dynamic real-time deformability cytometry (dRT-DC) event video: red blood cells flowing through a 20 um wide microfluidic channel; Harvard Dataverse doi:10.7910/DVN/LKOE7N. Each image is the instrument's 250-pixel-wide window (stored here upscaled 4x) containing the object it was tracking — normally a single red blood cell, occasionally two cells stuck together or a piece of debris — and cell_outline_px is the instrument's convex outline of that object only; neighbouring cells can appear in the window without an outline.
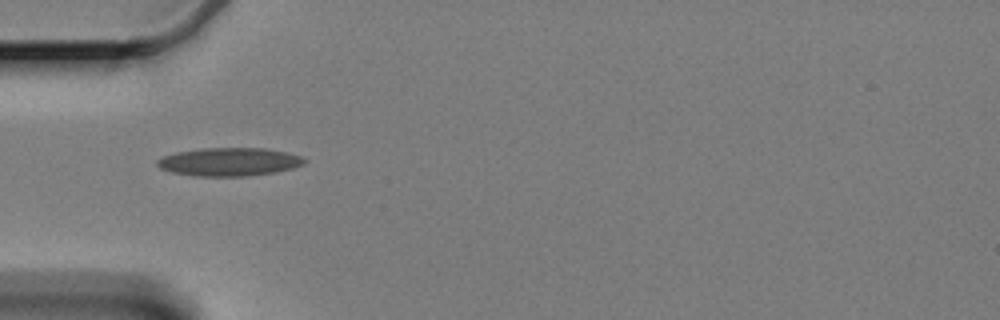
{"species": "Egyptian fruit bat (a non-hibernating species)", "species_latin": "Rousettus aegyptiacus", "temperature_condition": "cold", "stored_images_in_passage": 38, "camera_frame_rate_fps": 3000, "um_per_image_px": 0.085, "animal": {"sex": "female"}, "frame": {"image": 1, "passage_image": 1, "time_ms": 0.0, "image_size_px": [1000, 320], "cell_outline_px": [[308, 160], [304, 164], [292, 168], [276, 172], [244, 176], [196, 176], [172, 172], [160, 168], [156, 164], [156, 160], [164, 156], [176, 152], [200, 148], [264, 148], [284, 152], [300, 156]], "centroid_in_image_um": [19.47, 13.75], "position_along_channel_um": 65.5, "area_um2": 24.16}}
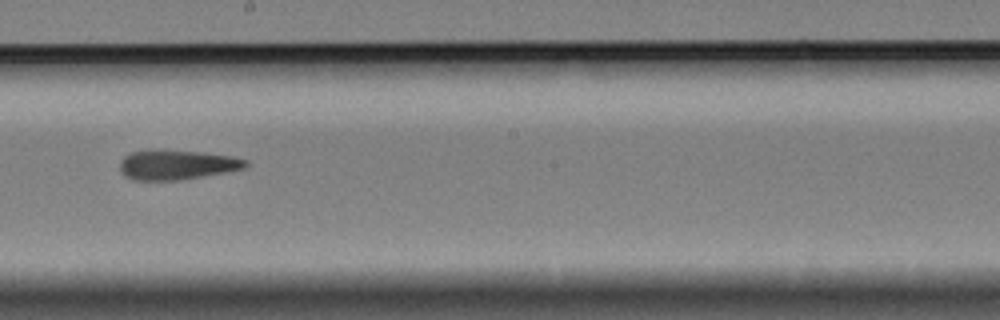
{"frame": {"image": 2, "passage_image": 16, "time_ms": 5.0, "image_size_px": [1000, 320], "cell_outline_px": [[248, 164], [244, 168], [224, 172], [180, 180], [132, 180], [120, 168], [120, 160], [124, 156], [132, 152], [152, 148], [200, 152], [232, 156], [248, 160]], "centroid_in_image_um": [15.01, 13.98], "position_along_channel_um": 233.2, "area_um2": 21.79}}
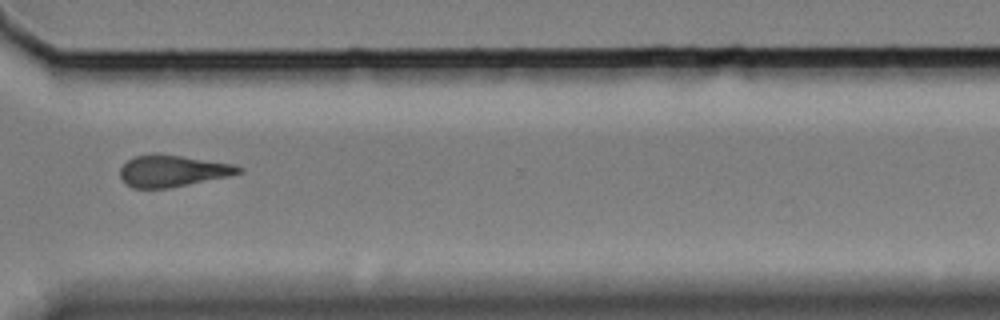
{"frame": {"image": 3, "passage_image": 27, "time_ms": 8.667, "image_size_px": [1000, 320], "cell_outline_px": [[244, 172], [228, 176], [168, 188], [132, 188], [120, 176], [120, 168], [128, 160], [136, 156], [152, 152], [156, 152], [236, 164], [244, 168]], "centroid_in_image_um": [14.7, 14.5], "position_along_channel_um": 355.9, "area_um2": 21.96}, "authors_computed_cell_mechanics": {"area_um2": 21.964, "velocity_mm_per_s": 3.3559, "shape_relaxation_time_tau1_ms": null, "shape_relaxation_time_tau2_ms": 4.9012, "deformation_change_tau1": null, "deformation_change_tau2": 0.1391}}